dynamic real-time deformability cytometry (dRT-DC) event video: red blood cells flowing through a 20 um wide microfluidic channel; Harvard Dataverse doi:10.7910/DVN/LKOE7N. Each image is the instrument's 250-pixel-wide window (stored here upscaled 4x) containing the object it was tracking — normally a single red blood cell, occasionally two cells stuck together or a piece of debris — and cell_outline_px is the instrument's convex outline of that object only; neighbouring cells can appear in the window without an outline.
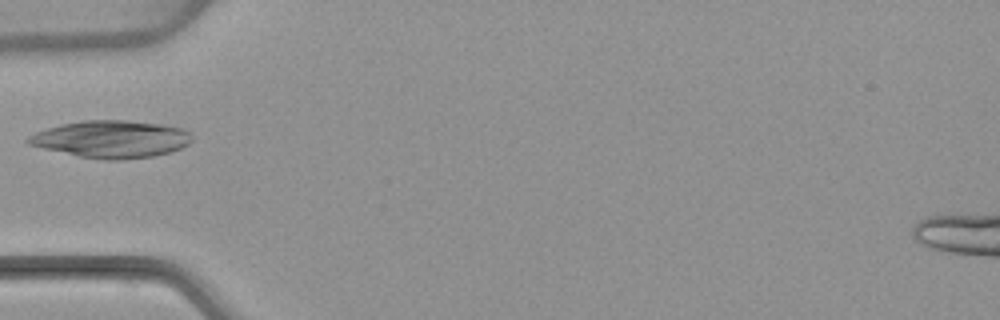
{"species": "common noctule bat (a hibernating species)", "species_latin": "Nyctalus noctula", "temperature_condition": "warm", "stored_images_in_passage": 4, "camera_frame_rate_fps": 3000, "um_per_image_px": 0.085, "animal": {"sex": "female", "body_mass_g": 22.7, "forearm_length_mm": 54.2}, "frame": {"image": 1, "passage_image": 4, "time_ms": 4.0, "image_size_px": [1000, 320], "cell_outline_px": [[192, 140], [188, 144], [172, 152], [152, 156], [120, 160], [104, 160], [80, 156], [44, 148], [28, 144], [24, 140], [28, 136], [36, 132], [60, 124], [84, 120], [128, 120], [160, 124], [184, 128], [192, 136]], "centroid_in_image_um": [9.47, 11.82], "position_along_channel_um": 75.5, "area_um2": 35.49}}